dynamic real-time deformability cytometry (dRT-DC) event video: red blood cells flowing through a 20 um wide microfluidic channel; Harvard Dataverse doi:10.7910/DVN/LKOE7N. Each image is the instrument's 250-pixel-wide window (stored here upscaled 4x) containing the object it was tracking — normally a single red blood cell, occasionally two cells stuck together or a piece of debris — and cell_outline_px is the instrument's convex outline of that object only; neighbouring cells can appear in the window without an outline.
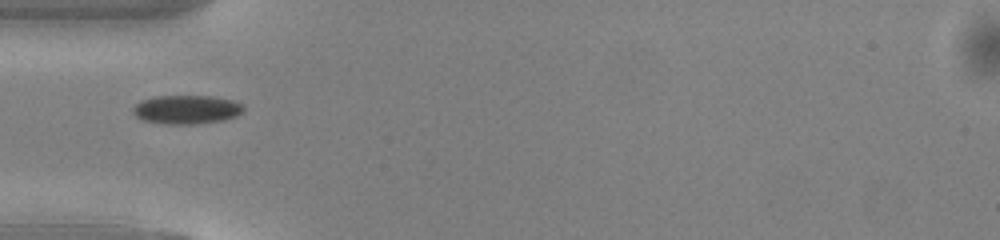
{"species": "common noctule bat (a hibernating species)", "species_latin": "Nyctalus noctula", "temperature_condition": "warm", "stored_images_in_passage": 35, "camera_frame_rate_fps": 3000, "um_per_image_px": 0.085, "animal": {"sex": "male", "body_mass_g": 13.0, "forearm_length_mm": 53.1}, "frame": {"image": 1, "passage_image": 1, "time_ms": 0.0, "image_size_px": [1000, 240], "cell_outline_px": [[244, 108], [236, 116], [220, 120], [196, 124], [164, 124], [144, 120], [136, 116], [132, 112], [132, 108], [140, 100], [152, 96], [212, 96], [232, 100], [240, 104]], "centroid_in_image_um": [15.79, 9.3], "position_along_channel_um": 69.2, "area_um2": 18.44}}
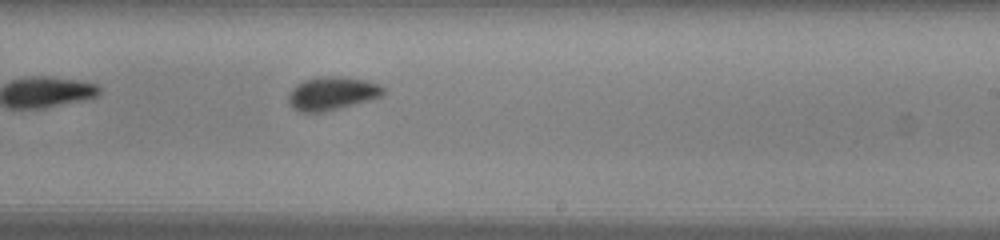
{"frame": {"image": 2, "passage_image": 15, "time_ms": 4.667, "image_size_px": [1000, 240], "cell_outline_px": [[384, 92], [380, 96], [368, 100], [340, 108], [320, 112], [300, 112], [292, 108], [288, 100], [288, 92], [296, 84], [304, 80], [316, 76], [340, 76], [364, 80], [380, 84], [384, 88]], "centroid_in_image_um": [28.17, 7.93], "position_along_channel_um": 260.8, "area_um2": 18.44}}
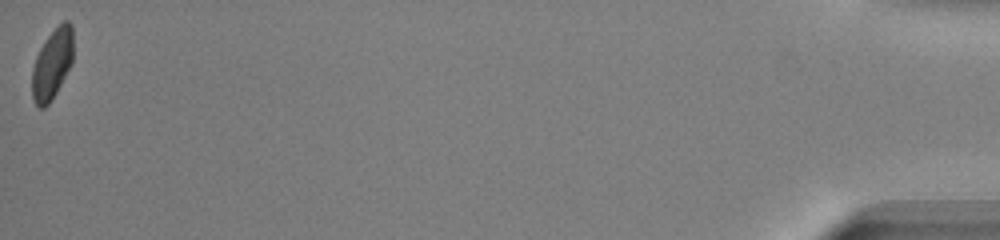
{"frame": {"image": 3, "passage_image": 35, "time_ms": 11.333, "image_size_px": [1000, 240], "cell_outline_px": [[72, 60], [52, 100], [44, 108], [40, 108], [36, 104], [32, 96], [32, 68], [36, 56], [44, 40], [64, 20], [68, 20], [72, 24]], "centroid_in_image_um": [4.41, 5.44], "position_along_channel_um": 430.8, "area_um2": 16.53}, "authors_computed_cell_mechanics": {"area_um2": 17.8602, "velocity_mm_per_s": 4.1138, "shape_relaxation_time_tau1_ms": 2.198, "shape_relaxation_time_tau2_ms": null, "deformation_change_tau1": 0.0866, "deformation_change_tau2": null}}